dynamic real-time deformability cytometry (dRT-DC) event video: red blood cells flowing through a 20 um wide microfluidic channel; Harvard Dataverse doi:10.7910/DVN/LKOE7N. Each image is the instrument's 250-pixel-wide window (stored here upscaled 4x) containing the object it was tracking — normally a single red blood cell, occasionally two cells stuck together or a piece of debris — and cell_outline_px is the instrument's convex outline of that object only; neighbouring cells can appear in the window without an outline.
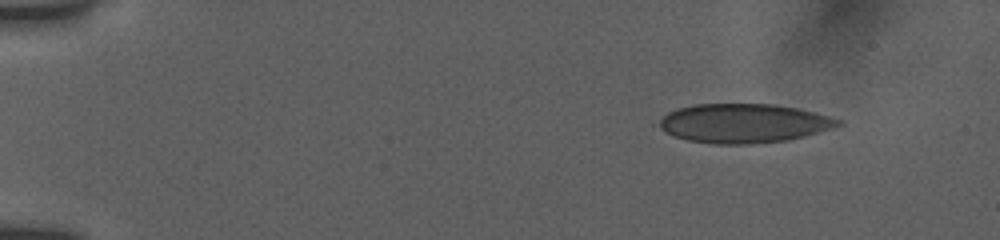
{"species": "human", "species_latin": "Homo sapiens", "temperature_condition": "room temperature", "stored_images_in_passage": 10, "camera_frame_rate_fps": 3000, "um_per_image_px": 0.085, "donor": {"sex": "female"}, "frame": {"image": 1, "passage_image": 1, "time_ms": 0.0, "image_size_px": [1000, 240], "cell_outline_px": [[840, 124], [804, 136], [784, 140], [744, 144], [716, 144], [688, 140], [676, 136], [660, 128], [660, 120], [668, 112], [676, 108], [696, 104], [776, 104], [796, 108], [828, 116], [840, 120]], "centroid_in_image_um": [63.16, 10.46], "position_along_channel_um": 21.8, "area_um2": 39.94}}
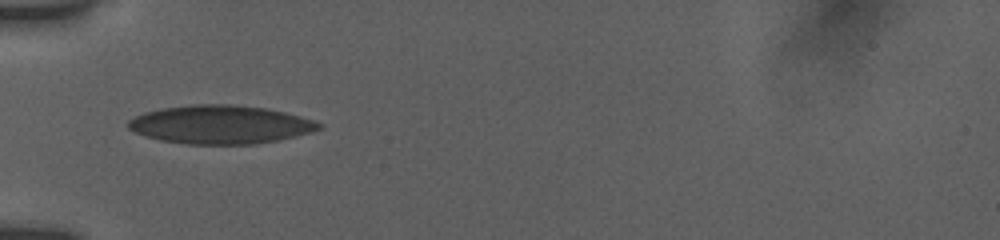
{"frame": {"image": 2, "passage_image": 6, "time_ms": 4.0, "image_size_px": [1000, 240], "cell_outline_px": [[320, 128], [308, 132], [276, 140], [252, 144], [188, 144], [160, 140], [136, 132], [128, 128], [128, 120], [144, 112], [160, 108], [192, 104], [232, 104], [264, 108], [284, 112], [300, 116], [312, 120], [320, 124]], "centroid_in_image_um": [18.67, 10.57], "position_along_channel_um": 66.3, "area_um2": 42.19}}
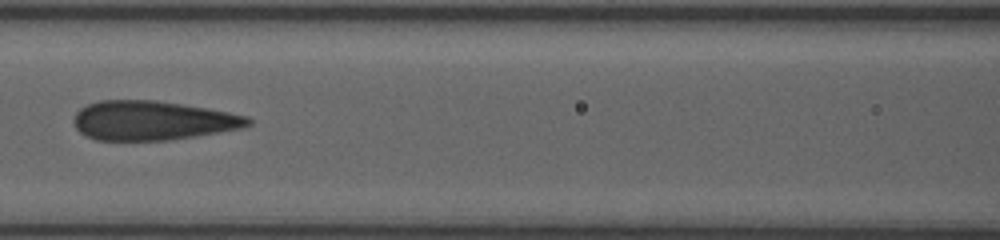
{"frame": {"image": 3, "passage_image": 9, "time_ms": 6.333, "image_size_px": [1000, 240], "cell_outline_px": [[252, 124], [240, 128], [196, 136], [168, 140], [96, 140], [80, 132], [76, 128], [72, 120], [76, 112], [80, 108], [88, 104], [100, 100], [156, 100], [208, 108], [248, 116], [252, 120]], "centroid_in_image_um": [12.95, 10.24], "position_along_channel_um": 153.6, "area_um2": 39.88}}